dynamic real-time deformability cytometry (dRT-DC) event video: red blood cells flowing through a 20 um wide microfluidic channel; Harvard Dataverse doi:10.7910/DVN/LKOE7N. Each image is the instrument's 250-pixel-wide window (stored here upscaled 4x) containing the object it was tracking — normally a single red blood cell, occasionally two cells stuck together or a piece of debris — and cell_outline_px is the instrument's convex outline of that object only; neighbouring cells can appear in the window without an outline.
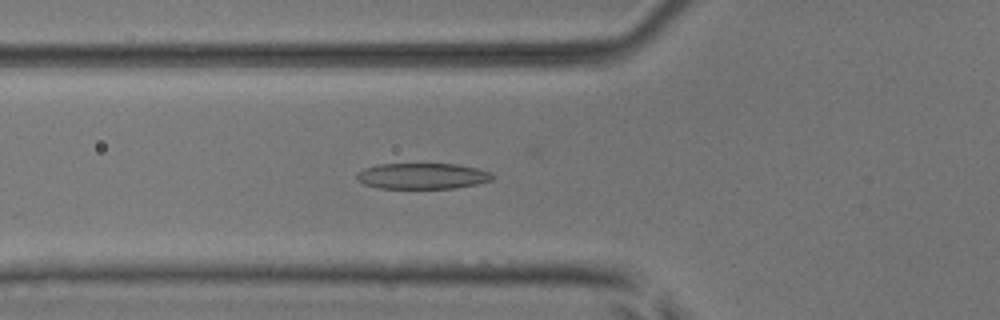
{"species": "common noctule bat (a hibernating species)", "species_latin": "Nyctalus noctula", "temperature_condition": "room temperature", "stored_images_in_passage": 50, "camera_frame_rate_fps": 3000, "um_per_image_px": 0.085, "animal": {"sex": "male", "body_mass_g": 17.9, "forearm_length_mm": 54.2}, "frame": {"image": 1, "passage_image": 18, "time_ms": 5.667, "image_size_px": [1000, 320], "cell_outline_px": [[492, 180], [476, 184], [456, 188], [380, 188], [364, 184], [356, 180], [356, 172], [364, 168], [380, 164], [456, 164], [476, 168], [492, 172]], "centroid_in_image_um": [35.87, 14.96], "position_along_channel_um": 89.9, "area_um2": 20.46}}
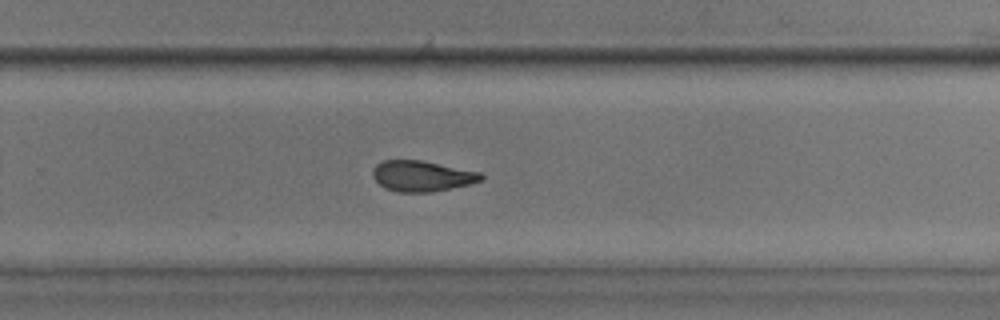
{"frame": {"image": 2, "passage_image": 33, "time_ms": 10.667, "image_size_px": [1000, 320], "cell_outline_px": [[484, 180], [472, 184], [432, 192], [396, 192], [384, 188], [372, 176], [372, 172], [376, 164], [384, 160], [420, 160], [480, 172], [484, 176]], "centroid_in_image_um": [35.88, 14.97], "position_along_channel_um": 293.9, "area_um2": 19.48}}
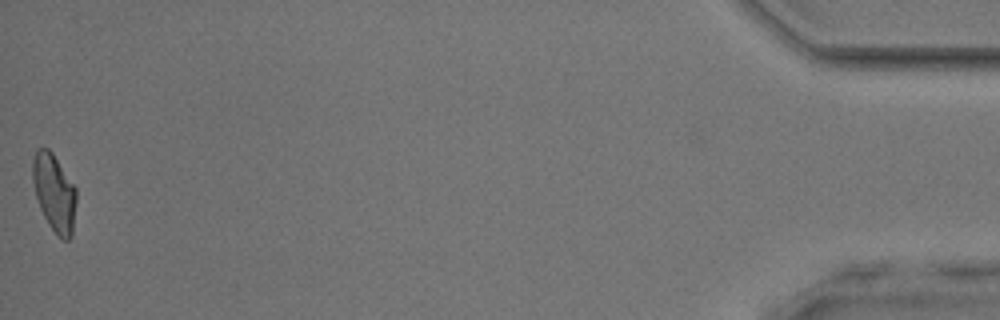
{"frame": {"image": 3, "passage_image": 50, "time_ms": 16.333, "image_size_px": [1000, 320], "cell_outline_px": [[76, 200], [72, 236], [68, 240], [64, 240], [56, 236], [48, 224], [40, 208], [36, 196], [32, 180], [32, 160], [36, 148], [48, 148], [52, 152], [76, 188]], "centroid_in_image_um": [4.6, 16.39], "position_along_channel_um": 430.6, "area_um2": 19.83}, "authors_computed_cell_mechanics": {"area_um2": 20.23, "velocity_mm_per_s": 4.0896, "shape_relaxation_time_tau1_ms": 4.7466, "shape_relaxation_time_tau2_ms": 5.0131, "deformation_change_tau1": 0.1761, "deformation_change_tau2": 0.1239}}